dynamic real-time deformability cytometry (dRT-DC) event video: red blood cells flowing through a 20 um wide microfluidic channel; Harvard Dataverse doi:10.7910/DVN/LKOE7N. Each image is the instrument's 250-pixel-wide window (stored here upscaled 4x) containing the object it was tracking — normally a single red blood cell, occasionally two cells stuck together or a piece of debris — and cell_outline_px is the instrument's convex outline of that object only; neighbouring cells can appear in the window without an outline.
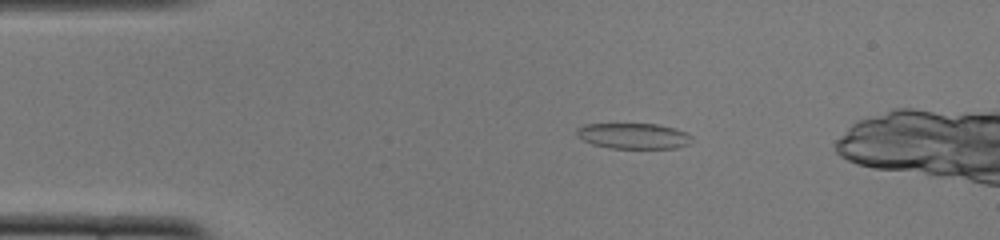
{"species": "common noctule bat (a hibernating species)", "species_latin": "Nyctalus noctula", "temperature_condition": "cold", "stored_images_in_passage": 49, "camera_frame_rate_fps": 3000, "um_per_image_px": 0.085, "animal": {"sex": "female", "body_mass_g": 22.0, "forearm_length_mm": 56.7}, "frame": {"image": 1, "passage_image": 10, "time_ms": 3.0, "image_size_px": [1000, 240], "cell_outline_px": [[692, 144], [676, 148], [608, 148], [592, 144], [576, 136], [576, 128], [584, 124], [656, 124], [676, 128], [692, 136]], "centroid_in_image_um": [53.85, 11.56], "position_along_channel_um": 31.1, "area_um2": 17.4}}
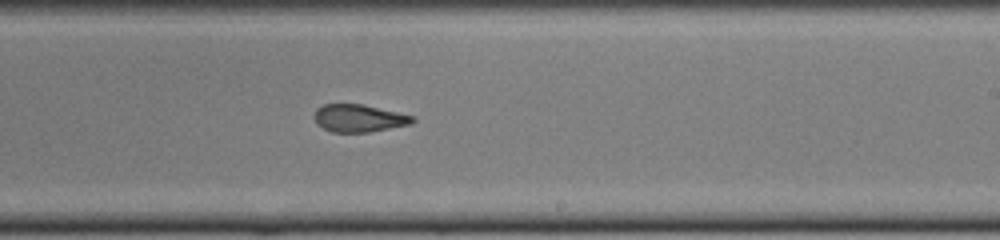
{"frame": {"image": 2, "passage_image": 31, "time_ms": 10.0, "image_size_px": [1000, 240], "cell_outline_px": [[416, 120], [412, 124], [368, 132], [332, 132], [316, 124], [312, 116], [316, 108], [324, 104], [364, 104], [416, 116]], "centroid_in_image_um": [30.51, 10.04], "position_along_channel_um": 258.5, "area_um2": 16.07}}
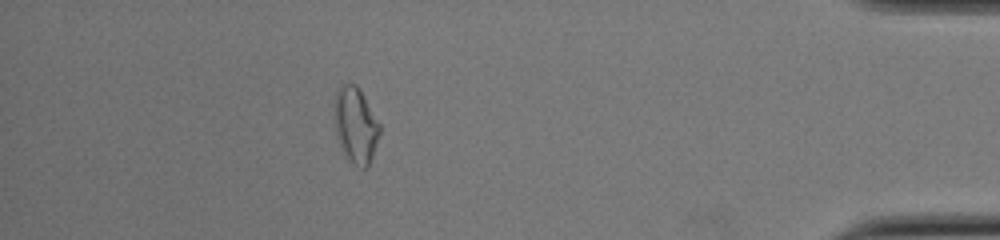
{"frame": {"image": 3, "passage_image": 46, "time_ms": 15.0, "image_size_px": [1000, 240], "cell_outline_px": [[380, 132], [368, 168], [360, 168], [348, 160], [344, 156], [340, 148], [336, 136], [336, 92], [344, 84], [356, 84], [360, 88], [380, 124]], "centroid_in_image_um": [30.25, 10.68], "position_along_channel_um": 405.0, "area_um2": 19.83}, "authors_computed_cell_mechanics": {"area_um2": 17.5712, "velocity_mm_per_s": 3.8786, "shape_relaxation_time_tau1_ms": null, "shape_relaxation_time_tau2_ms": 1.7804, "deformation_change_tau1": null, "deformation_change_tau2": 0.0929}}